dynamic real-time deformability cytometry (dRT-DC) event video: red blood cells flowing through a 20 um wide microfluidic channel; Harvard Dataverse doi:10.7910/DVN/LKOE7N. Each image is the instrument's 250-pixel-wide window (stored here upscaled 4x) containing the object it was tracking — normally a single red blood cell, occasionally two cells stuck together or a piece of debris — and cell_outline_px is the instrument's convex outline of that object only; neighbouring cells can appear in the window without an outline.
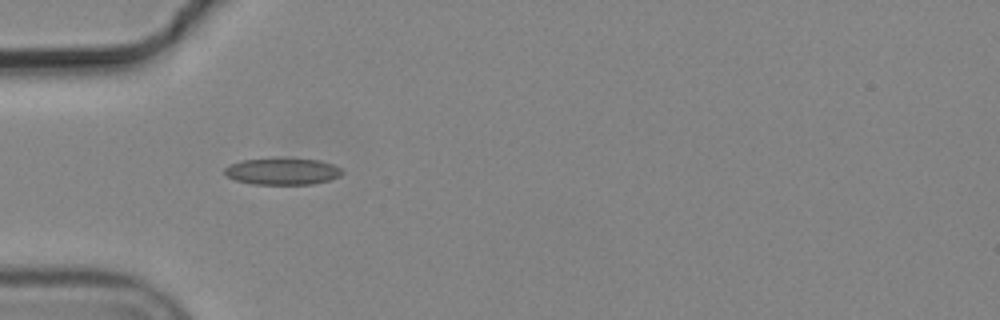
{"species": "common noctule bat (a hibernating species)", "species_latin": "Nyctalus noctula", "temperature_condition": "cold", "stored_images_in_passage": 2, "camera_frame_rate_fps": 3000, "um_per_image_px": 0.085, "animal": {"sex": "male", "body_mass_g": 19.2, "forearm_length_mm": 51.8}, "frame": {"image": 1, "passage_image": 1, "time_ms": 0.0, "image_size_px": [1000, 320], "cell_outline_px": [[344, 172], [340, 176], [328, 180], [312, 184], [252, 184], [236, 180], [228, 176], [224, 172], [224, 168], [232, 164], [244, 160], [280, 156], [320, 160], [332, 164], [340, 168]], "centroid_in_image_um": [24.03, 14.53], "position_along_channel_um": 61.0, "area_um2": 18.67}}
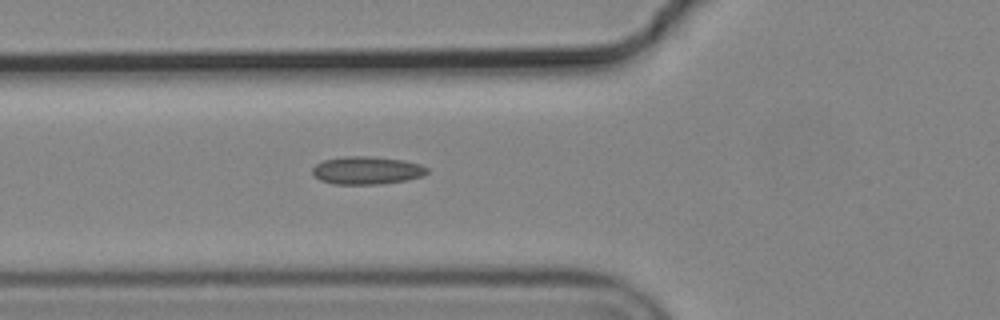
{"frame": {"image": 2, "passage_image": 2, "time_ms": 0.333, "image_size_px": [1000, 320], "cell_outline_px": [[428, 172], [420, 176], [408, 180], [380, 184], [332, 184], [320, 180], [312, 176], [312, 168], [316, 164], [324, 160], [344, 156], [368, 156], [404, 160], [420, 164], [428, 168]], "centroid_in_image_um": [31.15, 14.48], "position_along_channel_um": 94.7, "area_um2": 18.73}}